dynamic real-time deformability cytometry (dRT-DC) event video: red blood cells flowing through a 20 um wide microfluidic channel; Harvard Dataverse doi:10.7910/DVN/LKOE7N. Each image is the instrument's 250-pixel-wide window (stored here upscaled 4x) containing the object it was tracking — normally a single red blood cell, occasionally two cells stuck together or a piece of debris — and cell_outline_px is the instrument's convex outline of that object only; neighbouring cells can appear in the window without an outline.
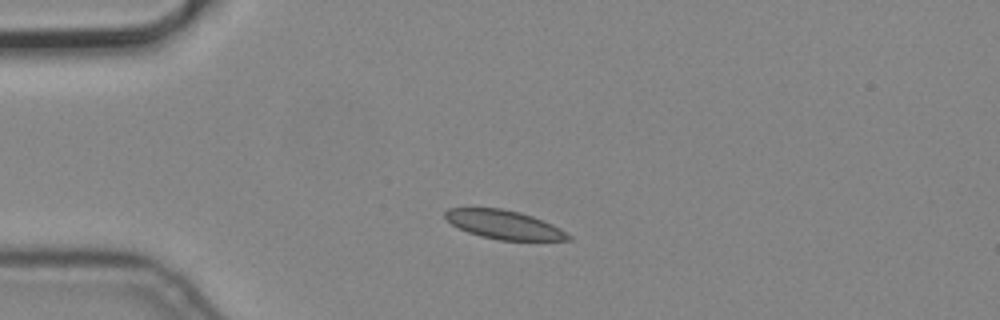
{"species": "common noctule bat (a hibernating species)", "species_latin": "Nyctalus noctula", "temperature_condition": "cold", "stored_images_in_passage": 1, "camera_frame_rate_fps": 3000, "um_per_image_px": 0.085, "animal": {"sex": "male", "body_mass_g": 19.2, "forearm_length_mm": 51.8}, "frame": {"image": 1, "passage_image": 1, "time_ms": 0.0, "image_size_px": [1000, 320], "cell_outline_px": [[572, 240], [500, 240], [480, 236], [468, 232], [452, 224], [444, 216], [444, 212], [448, 208], [500, 208], [520, 212], [532, 216], [552, 224], [560, 228], [572, 236]], "centroid_in_image_um": [42.86, 19.09], "position_along_channel_um": 42.1, "area_um2": 20.52}}